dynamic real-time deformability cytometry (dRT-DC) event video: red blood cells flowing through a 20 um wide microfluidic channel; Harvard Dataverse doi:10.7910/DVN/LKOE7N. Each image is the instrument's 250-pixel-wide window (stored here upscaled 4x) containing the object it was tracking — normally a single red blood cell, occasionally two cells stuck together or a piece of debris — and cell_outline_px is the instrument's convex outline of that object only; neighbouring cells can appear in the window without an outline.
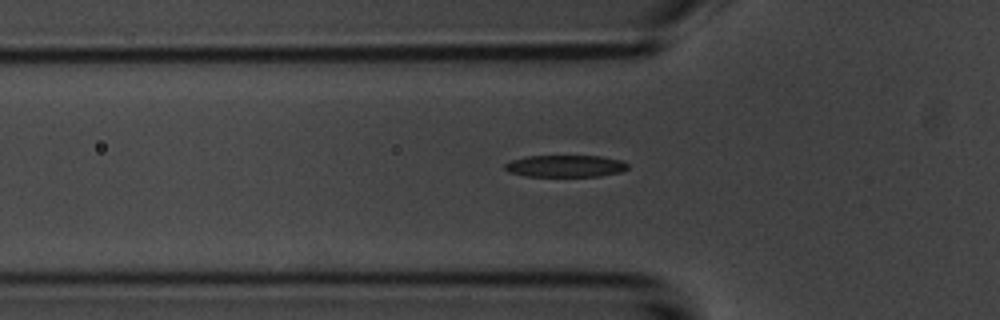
{"species": "common noctule bat (a hibernating species)", "species_latin": "Nyctalus noctula", "temperature_condition": "room temperature", "stored_images_in_passage": 32, "camera_frame_rate_fps": 3000, "um_per_image_px": 0.085, "animal": {"sex": "male", "body_mass_g": 20.1, "forearm_length_mm": 53.5}, "frame": {"image": 1, "passage_image": 3, "time_ms": 0.667, "image_size_px": [1000, 320], "cell_outline_px": [[628, 168], [620, 172], [600, 176], [524, 176], [508, 172], [504, 168], [504, 164], [512, 160], [524, 156], [600, 156], [624, 160], [628, 164]], "centroid_in_image_um": [48.06, 14.11], "position_along_channel_um": 77.7, "area_um2": 15.84}}
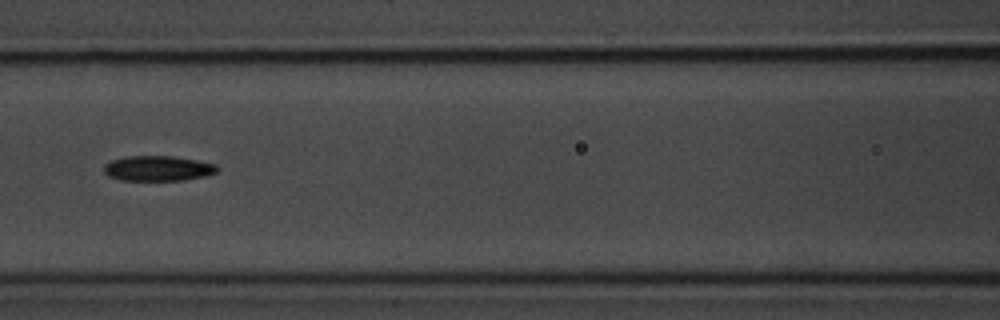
{"frame": {"image": 2, "passage_image": 9, "time_ms": 2.667, "image_size_px": [1000, 320], "cell_outline_px": [[220, 168], [216, 172], [204, 176], [184, 180], [120, 180], [108, 176], [104, 172], [104, 164], [112, 160], [124, 156], [172, 156], [196, 160], [216, 164]], "centroid_in_image_um": [13.41, 14.31], "position_along_channel_um": 153.2, "area_um2": 16.65}}
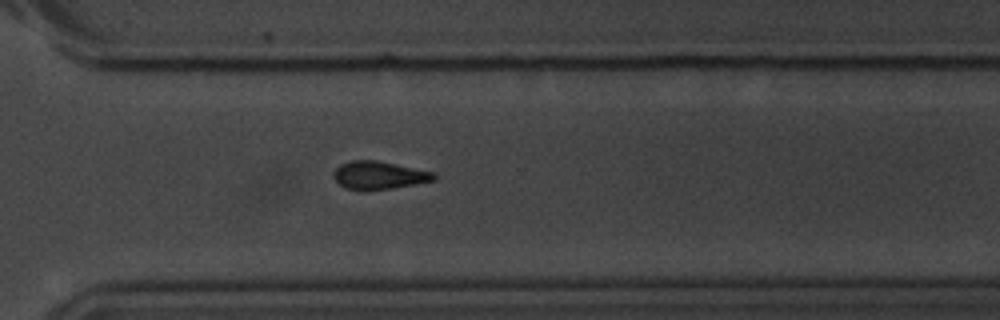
{"frame": {"image": 3, "passage_image": 24, "time_ms": 7.667, "image_size_px": [1000, 320], "cell_outline_px": [[436, 180], [416, 184], [392, 188], [364, 192], [360, 192], [344, 188], [332, 176], [332, 172], [340, 164], [352, 160], [376, 160], [436, 172]], "centroid_in_image_um": [32.19, 14.92], "position_along_channel_um": 338.4, "area_um2": 16.82}, "authors_computed_cell_mechanics": {"area_um2": 16.6175, "velocity_mm_per_s": 3.7116, "shape_relaxation_time_tau1_ms": 2.1545, "shape_relaxation_time_tau2_ms": null, "deformation_change_tau1": 0.13, "deformation_change_tau2": null}}